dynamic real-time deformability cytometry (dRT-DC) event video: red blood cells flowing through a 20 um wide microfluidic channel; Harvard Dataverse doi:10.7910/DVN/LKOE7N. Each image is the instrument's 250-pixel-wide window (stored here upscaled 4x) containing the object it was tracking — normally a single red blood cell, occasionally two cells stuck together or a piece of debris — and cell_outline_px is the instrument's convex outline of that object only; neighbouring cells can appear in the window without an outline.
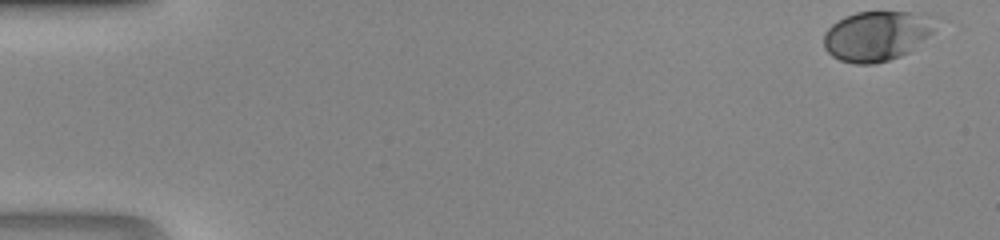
{"species": "human", "species_latin": "Homo sapiens", "temperature_condition": "room temperature", "stored_images_in_passage": 39, "camera_frame_rate_fps": 3000, "um_per_image_px": 0.085, "donor": {"sex": "male"}, "frame": {"image": 1, "passage_image": 1, "time_ms": 0.0, "image_size_px": [1000, 240], "cell_outline_px": [[932, 32], [928, 36], [908, 52], [900, 56], [876, 64], [856, 64], [840, 60], [832, 56], [824, 48], [824, 32], [832, 24], [844, 16], [856, 12], [908, 12], [928, 28]], "centroid_in_image_um": [74.27, 3.12], "position_along_channel_um": 10.7, "area_um2": 30.81}}
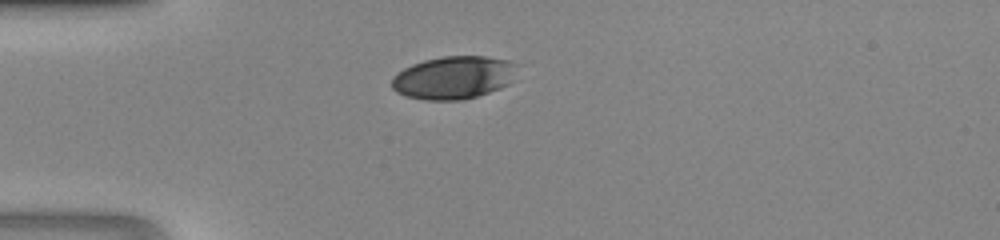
{"frame": {"image": 2, "passage_image": 13, "time_ms": 4.0, "image_size_px": [1000, 240], "cell_outline_px": [[516, 64], [508, 84], [500, 88], [476, 96], [460, 100], [424, 100], [404, 96], [396, 92], [392, 88], [392, 76], [396, 72], [412, 64], [424, 60], [444, 56], [484, 56], [508, 60]], "centroid_in_image_um": [38.48, 6.59], "position_along_channel_um": 46.5, "area_um2": 31.15}}
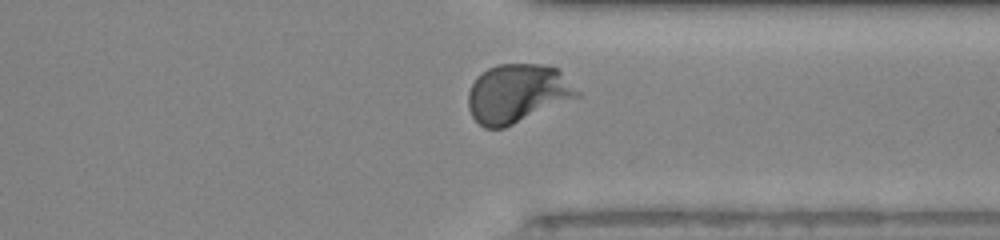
{"frame": {"image": 3, "passage_image": 36, "time_ms": 11.667, "image_size_px": [1000, 240], "cell_outline_px": [[584, 96], [504, 128], [484, 128], [472, 116], [468, 108], [468, 92], [476, 76], [488, 68], [496, 64], [540, 64], [556, 68]], "centroid_in_image_um": [43.99, 7.95], "position_along_channel_um": 367.4, "area_um2": 37.57}}